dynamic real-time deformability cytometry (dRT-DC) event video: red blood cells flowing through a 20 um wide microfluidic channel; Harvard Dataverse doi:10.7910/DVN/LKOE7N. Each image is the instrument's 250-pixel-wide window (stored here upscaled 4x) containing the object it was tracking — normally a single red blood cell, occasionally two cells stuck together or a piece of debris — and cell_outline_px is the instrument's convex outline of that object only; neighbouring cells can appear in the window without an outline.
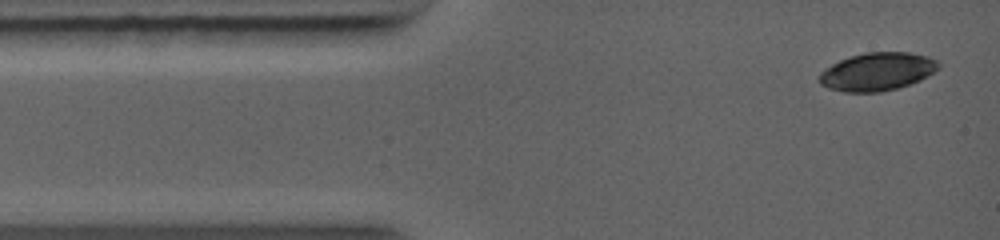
{"species": "common noctule bat (a hibernating species)", "species_latin": "Nyctalus noctula", "temperature_condition": "warm", "stored_images_in_passage": 4, "camera_frame_rate_fps": 5000, "um_per_image_px": 0.085, "animal": {"sex": "female", "body_mass_g": 19.0, "forearm_length_mm": 56.7}, "frame": {"image": 1, "passage_image": 1, "time_ms": 0.0, "image_size_px": [1000, 240], "cell_outline_px": [[940, 64], [932, 72], [920, 80], [896, 88], [880, 92], [844, 92], [828, 88], [820, 84], [820, 72], [832, 64], [840, 60], [864, 52], [908, 52], [928, 56], [936, 60]], "centroid_in_image_um": [74.54, 6.08], "position_along_channel_um": 10.5, "area_um2": 26.13}}
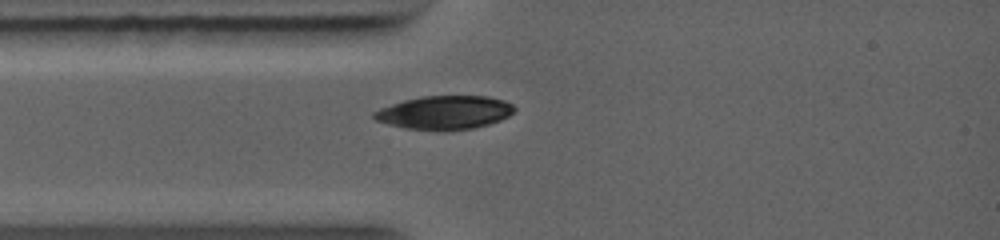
{"frame": {"image": 2, "passage_image": 4, "time_ms": 2.0, "image_size_px": [1000, 240], "cell_outline_px": [[516, 108], [508, 116], [500, 120], [488, 124], [472, 128], [404, 128], [388, 124], [376, 120], [372, 116], [372, 112], [380, 108], [404, 100], [420, 96], [488, 96], [504, 100], [512, 104]], "centroid_in_image_um": [37.78, 9.52], "position_along_channel_um": 47.2, "area_um2": 26.7}}